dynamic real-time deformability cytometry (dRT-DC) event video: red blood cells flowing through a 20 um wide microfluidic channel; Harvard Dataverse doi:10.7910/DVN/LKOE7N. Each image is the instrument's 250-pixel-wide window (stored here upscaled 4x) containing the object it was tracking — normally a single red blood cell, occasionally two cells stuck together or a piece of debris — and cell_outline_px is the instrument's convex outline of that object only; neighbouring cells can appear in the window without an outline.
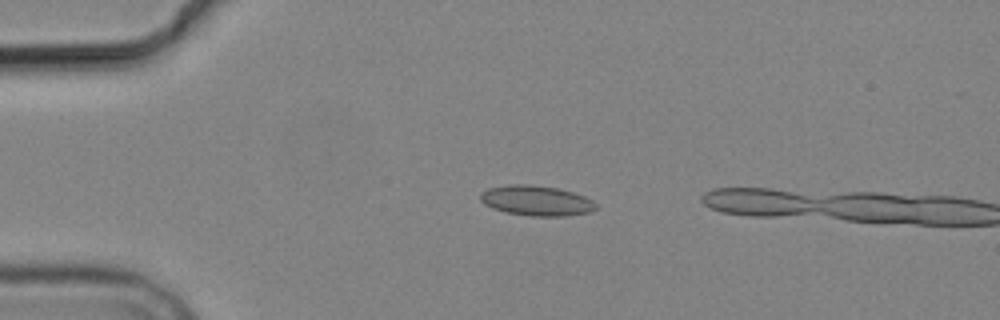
{"species": "common noctule bat (a hibernating species)", "species_latin": "Nyctalus noctula", "temperature_condition": "cold", "stored_images_in_passage": 5, "camera_frame_rate_fps": 3000, "um_per_image_px": 0.085, "animal": {"sex": "male", "body_mass_g": 19.2, "forearm_length_mm": 51.8}, "frame": {"image": 1, "passage_image": 4, "time_ms": 4.333, "image_size_px": [1000, 320], "cell_outline_px": [[596, 208], [588, 212], [564, 216], [532, 216], [504, 212], [492, 208], [484, 204], [480, 200], [480, 192], [488, 188], [508, 184], [532, 184], [556, 188], [572, 192], [584, 196], [592, 200], [596, 204]], "centroid_in_image_um": [45.54, 17.05], "position_along_channel_um": 39.5, "area_um2": 20.35}}